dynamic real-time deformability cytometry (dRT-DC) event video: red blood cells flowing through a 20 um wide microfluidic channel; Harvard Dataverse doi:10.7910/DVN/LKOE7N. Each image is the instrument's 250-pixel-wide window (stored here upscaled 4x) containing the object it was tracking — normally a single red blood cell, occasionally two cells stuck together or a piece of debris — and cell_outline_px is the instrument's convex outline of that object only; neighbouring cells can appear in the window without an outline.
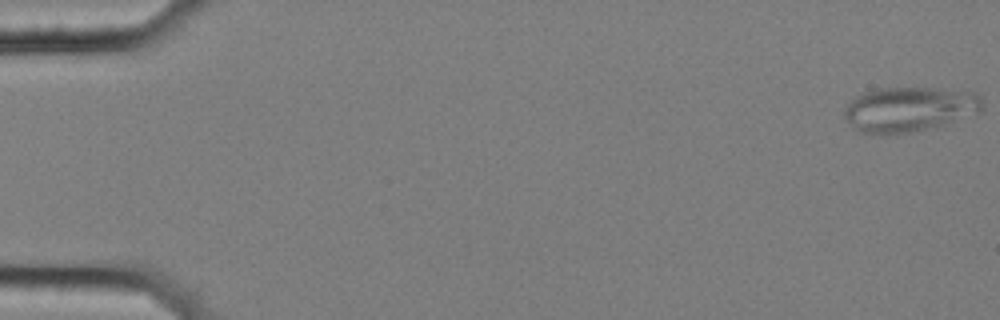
{"species": "common noctule bat (a hibernating species)", "species_latin": "Nyctalus noctula", "temperature_condition": "cold", "stored_images_in_passage": 12, "camera_frame_rate_fps": 3000, "um_per_image_px": 0.085, "animal": {"sex": "female", "body_mass_g": 25.1}, "frame": {"image": 1, "passage_image": 1, "time_ms": 0.0, "image_size_px": [1000, 320], "cell_outline_px": [[984, 108], [976, 112], [948, 124], [936, 128], [896, 136], [856, 132], [844, 116], [844, 108], [856, 96], [864, 92], [876, 88], [936, 88], [976, 92], [980, 96], [984, 104]], "centroid_in_image_um": [77.28, 9.32], "position_along_channel_um": 7.7, "area_um2": 36.93}}